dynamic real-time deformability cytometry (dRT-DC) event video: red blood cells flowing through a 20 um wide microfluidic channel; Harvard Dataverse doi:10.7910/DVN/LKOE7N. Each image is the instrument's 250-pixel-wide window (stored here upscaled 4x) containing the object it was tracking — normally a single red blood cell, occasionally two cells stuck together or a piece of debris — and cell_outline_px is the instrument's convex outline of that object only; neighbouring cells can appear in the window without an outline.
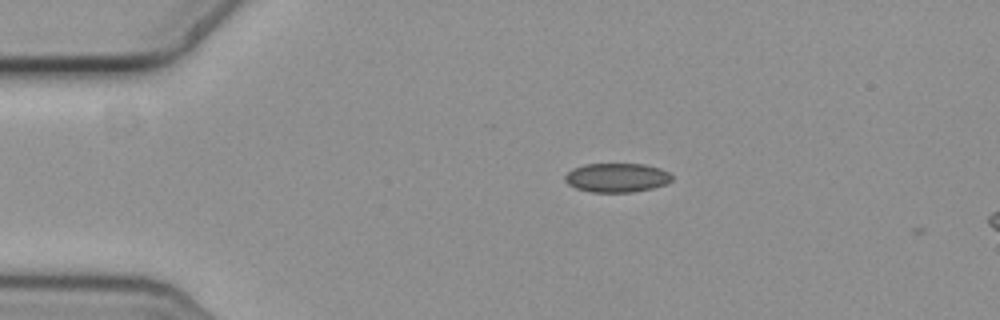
{"species": "common noctule bat (a hibernating species)", "species_latin": "Nyctalus noctula", "temperature_condition": "cold", "stored_images_in_passage": 2, "camera_frame_rate_fps": 3000, "um_per_image_px": 0.085, "animal": {"sex": "female", "body_mass_g": 19.3, "forearm_length_mm": 54.1}, "frame": {"image": 1, "passage_image": 1, "time_ms": 0.0, "image_size_px": [1000, 320], "cell_outline_px": [[672, 180], [664, 184], [652, 188], [632, 192], [592, 192], [576, 188], [568, 184], [564, 180], [564, 176], [572, 168], [584, 164], [644, 164], [660, 168], [668, 172], [672, 176]], "centroid_in_image_um": [52.4, 15.09], "position_along_channel_um": 32.6, "area_um2": 18.09}}